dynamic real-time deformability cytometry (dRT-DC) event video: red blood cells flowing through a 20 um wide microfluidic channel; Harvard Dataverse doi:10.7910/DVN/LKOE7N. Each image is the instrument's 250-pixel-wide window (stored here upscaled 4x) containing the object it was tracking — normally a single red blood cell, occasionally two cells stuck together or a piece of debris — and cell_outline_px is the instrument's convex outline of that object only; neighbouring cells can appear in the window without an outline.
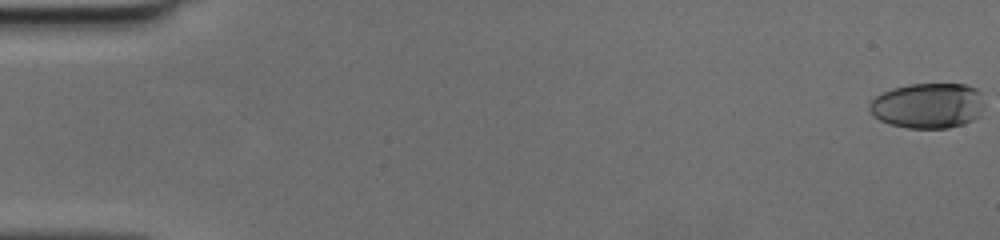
{"species": "human", "species_latin": "Homo sapiens", "temperature_condition": "cold", "stored_images_in_passage": 50, "camera_frame_rate_fps": 3000, "um_per_image_px": 0.085, "donor": {"sex": "female"}, "frame": {"image": 1, "passage_image": 1, "time_ms": 0.0, "image_size_px": [1000, 240], "cell_outline_px": [[984, 108], [980, 116], [964, 124], [948, 128], [908, 128], [888, 124], [880, 120], [868, 108], [868, 104], [876, 96], [892, 88], [908, 84], [964, 84], [976, 88], [984, 92]], "centroid_in_image_um": [78.93, 8.97], "position_along_channel_um": 6.1, "area_um2": 30.81}}
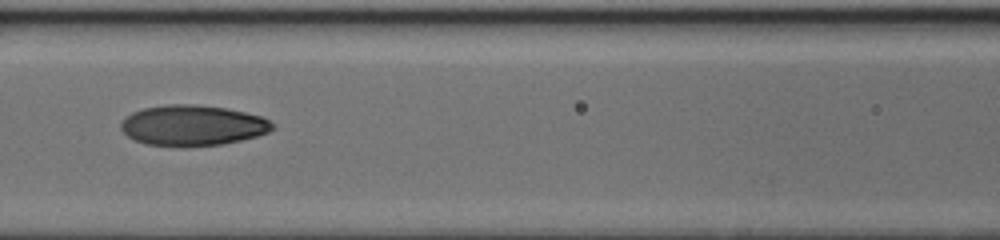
{"frame": {"image": 2, "passage_image": 24, "time_ms": 7.667, "image_size_px": [1000, 240], "cell_outline_px": [[276, 128], [268, 132], [256, 136], [240, 140], [220, 144], [144, 144], [128, 136], [120, 128], [120, 124], [124, 116], [132, 112], [144, 108], [168, 104], [196, 104], [224, 108], [244, 112], [260, 116], [276, 124]], "centroid_in_image_um": [16.37, 10.62], "position_along_channel_um": 150.2, "area_um2": 35.08}}
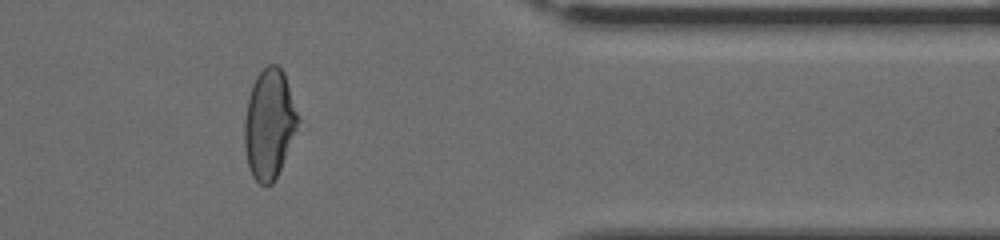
{"frame": {"image": 3, "passage_image": 42, "time_ms": 13.667, "image_size_px": [1000, 240], "cell_outline_px": [[300, 120], [280, 168], [272, 184], [260, 184], [252, 176], [248, 164], [244, 148], [244, 120], [248, 100], [252, 84], [256, 76], [268, 64], [276, 64], [284, 72], [300, 116]], "centroid_in_image_um": [22.88, 10.5], "position_along_channel_um": 388.5, "area_um2": 34.04}}